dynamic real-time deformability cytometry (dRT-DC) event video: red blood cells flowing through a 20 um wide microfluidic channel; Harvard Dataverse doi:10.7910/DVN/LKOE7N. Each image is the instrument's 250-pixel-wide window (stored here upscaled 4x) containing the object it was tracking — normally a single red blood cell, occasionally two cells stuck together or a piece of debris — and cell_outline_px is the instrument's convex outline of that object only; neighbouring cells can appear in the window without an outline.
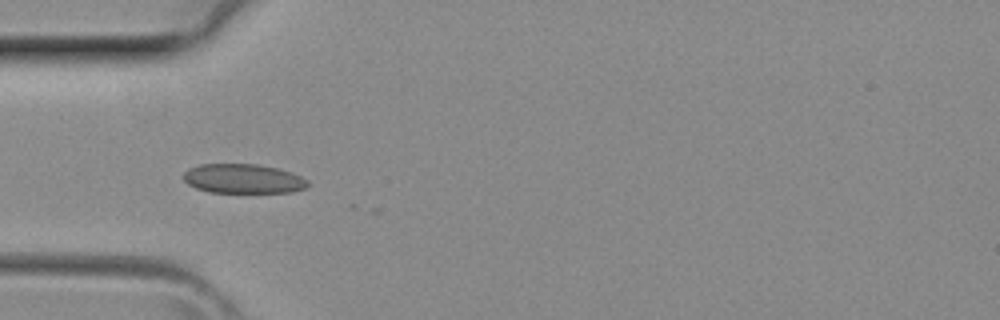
{"species": "common noctule bat (a hibernating species)", "species_latin": "Nyctalus noctula", "temperature_condition": "room temperature", "stored_images_in_passage": 2, "camera_frame_rate_fps": 3000, "um_per_image_px": 0.085, "animal": {"sex": "female", "body_mass_g": 29.2, "forearm_length_mm": 56.3}, "frame": {"image": 1, "passage_image": 2, "time_ms": 0.333, "image_size_px": [1000, 320], "cell_outline_px": [[308, 188], [292, 192], [208, 192], [196, 188], [188, 184], [184, 180], [184, 172], [188, 168], [200, 164], [260, 164], [292, 172], [308, 180]], "centroid_in_image_um": [20.68, 15.19], "position_along_channel_um": 64.3, "area_um2": 21.39}}